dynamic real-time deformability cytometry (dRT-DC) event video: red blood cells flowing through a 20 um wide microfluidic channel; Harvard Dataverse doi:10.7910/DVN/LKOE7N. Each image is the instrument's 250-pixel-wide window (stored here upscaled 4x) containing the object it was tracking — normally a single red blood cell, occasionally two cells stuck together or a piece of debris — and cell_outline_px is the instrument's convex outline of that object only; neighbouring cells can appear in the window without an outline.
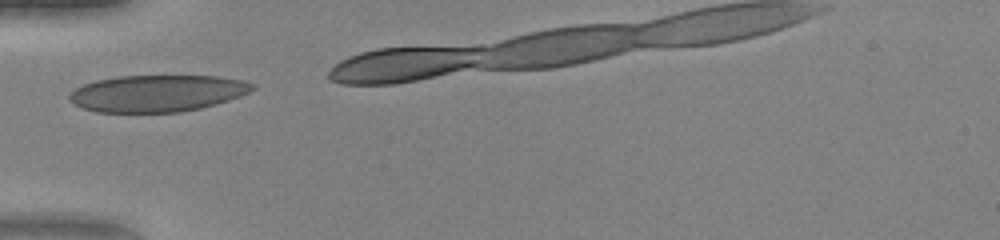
{"species": "human", "species_latin": "Homo sapiens", "temperature_condition": "warm", "stored_images_in_passage": 4, "camera_frame_rate_fps": 3000, "um_per_image_px": 0.085, "donor": {"sex": "female"}, "frame": {"image": 1, "passage_image": 1, "time_ms": 0.0, "image_size_px": [1000, 240], "cell_outline_px": [[256, 88], [240, 96], [228, 100], [200, 108], [180, 112], [96, 112], [84, 108], [76, 104], [68, 96], [76, 88], [84, 84], [96, 80], [120, 76], [216, 76], [244, 80], [256, 84]], "centroid_in_image_um": [13.41, 7.92], "position_along_channel_um": 71.6, "area_um2": 38.96}}